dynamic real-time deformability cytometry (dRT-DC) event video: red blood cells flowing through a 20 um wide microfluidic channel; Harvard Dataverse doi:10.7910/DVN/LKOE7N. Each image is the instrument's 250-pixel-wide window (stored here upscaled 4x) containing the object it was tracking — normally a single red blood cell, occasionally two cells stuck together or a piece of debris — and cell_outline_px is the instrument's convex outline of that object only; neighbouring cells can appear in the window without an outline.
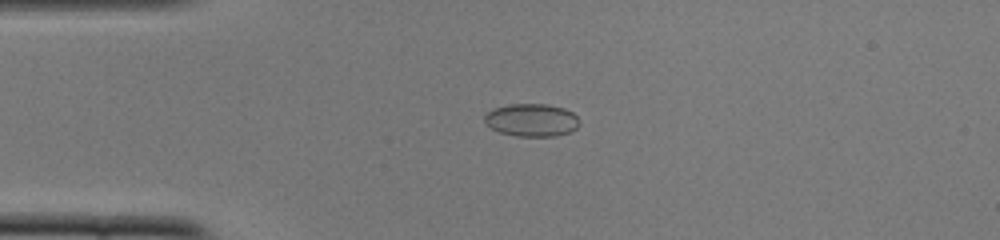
{"species": "common noctule bat (a hibernating species)", "species_latin": "Nyctalus noctula", "temperature_condition": "cold", "stored_images_in_passage": 51, "camera_frame_rate_fps": 3000, "um_per_image_px": 0.085, "animal": {"sex": "female", "body_mass_g": 22.0, "forearm_length_mm": 56.7}, "frame": {"image": 1, "passage_image": 12, "time_ms": 3.667, "image_size_px": [1000, 240], "cell_outline_px": [[580, 124], [576, 128], [568, 132], [556, 136], [516, 136], [500, 132], [492, 128], [484, 120], [484, 116], [488, 112], [496, 108], [508, 104], [548, 104], [564, 108], [572, 112], [580, 120]], "centroid_in_image_um": [45.22, 10.2], "position_along_channel_um": 39.8, "area_um2": 18.03}}
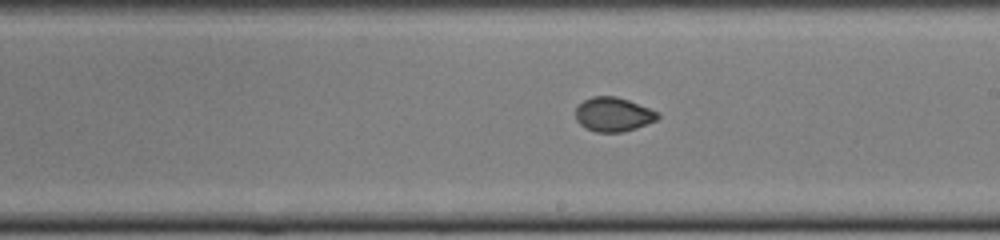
{"frame": {"image": 2, "passage_image": 29, "time_ms": 9.333, "image_size_px": [1000, 240], "cell_outline_px": [[660, 116], [656, 120], [636, 128], [624, 132], [596, 132], [584, 128], [576, 120], [576, 108], [584, 100], [592, 96], [616, 96], [628, 100], [660, 112]], "centroid_in_image_um": [52.13, 9.73], "position_along_channel_um": 236.9, "area_um2": 16.42}}
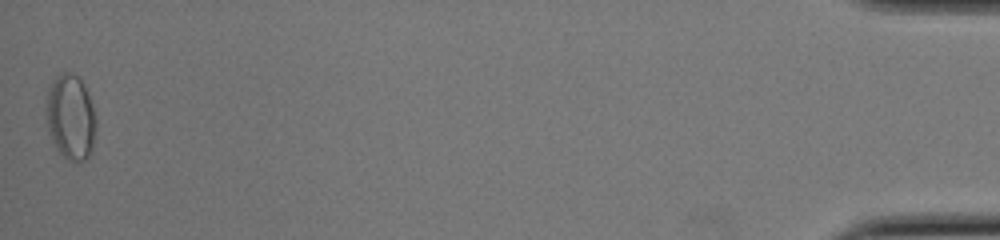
{"frame": {"image": 3, "passage_image": 51, "time_ms": 16.667, "image_size_px": [1000, 240], "cell_outline_px": [[96, 124], [92, 152], [80, 164], [68, 160], [56, 148], [52, 140], [48, 128], [44, 108], [48, 88], [56, 76], [64, 72], [72, 72], [80, 76], [84, 84], [92, 104], [96, 120]], "centroid_in_image_um": [6.0, 9.95], "position_along_channel_um": 429.2, "area_um2": 25.26}, "authors_computed_cell_mechanics": {"area_um2": 17.1088, "velocity_mm_per_s": 3.8981, "shape_relaxation_time_tau1_ms": 3.2067, "shape_relaxation_time_tau2_ms": 1.2472, "deformation_change_tau1": 0.1041, "deformation_change_tau2": 0.0325}}